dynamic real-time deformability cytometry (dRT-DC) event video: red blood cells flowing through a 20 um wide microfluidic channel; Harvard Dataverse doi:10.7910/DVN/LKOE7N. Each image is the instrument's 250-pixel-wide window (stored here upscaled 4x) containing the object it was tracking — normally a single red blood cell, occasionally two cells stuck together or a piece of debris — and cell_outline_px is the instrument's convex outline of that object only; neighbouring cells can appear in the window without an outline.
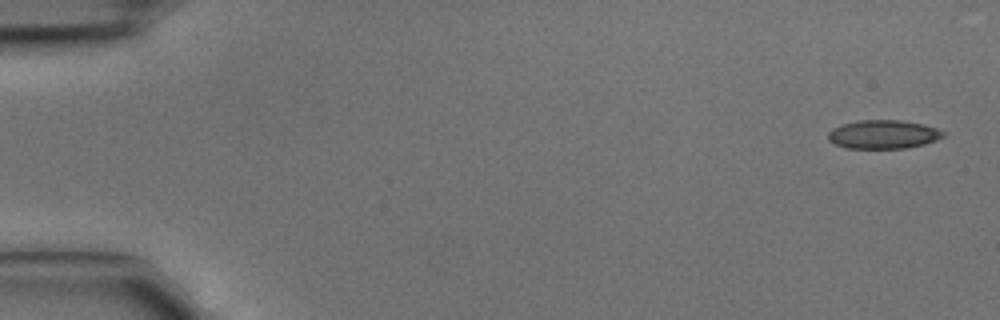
{"species": "common noctule bat (a hibernating species)", "species_latin": "Nyctalus noctula", "temperature_condition": "cold", "stored_images_in_passage": 4, "camera_frame_rate_fps": 3000, "um_per_image_px": 0.085, "animal": {"sex": "male", "body_mass_g": 15.6}, "frame": {"image": 1, "passage_image": 1, "time_ms": 0.0, "image_size_px": [1000, 320], "cell_outline_px": [[944, 136], [936, 140], [924, 144], [904, 148], [848, 148], [836, 144], [828, 140], [828, 132], [832, 128], [840, 124], [856, 120], [900, 120], [924, 124], [936, 128], [944, 132]], "centroid_in_image_um": [75.05, 11.41], "position_along_channel_um": 9.9, "area_um2": 19.25}}
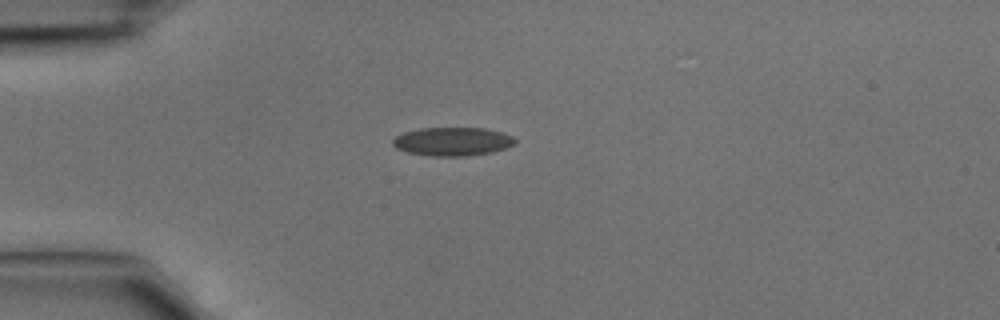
{"frame": {"image": 2, "passage_image": 4, "time_ms": 1.0, "image_size_px": [1000, 320], "cell_outline_px": [[516, 144], [492, 152], [464, 156], [428, 156], [408, 152], [396, 148], [392, 144], [392, 140], [396, 136], [404, 132], [420, 128], [484, 128], [500, 132], [512, 136], [516, 140]], "centroid_in_image_um": [38.44, 12.03], "position_along_channel_um": 46.6, "area_um2": 20.29}}